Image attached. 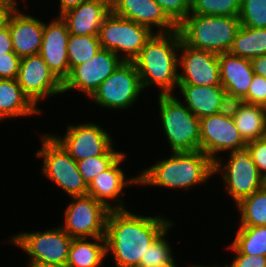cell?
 Returning <instances> with one entry per match:
<instances>
[{"label": "cell", "mask_w": 266, "mask_h": 267, "mask_svg": "<svg viewBox=\"0 0 266 267\" xmlns=\"http://www.w3.org/2000/svg\"><path fill=\"white\" fill-rule=\"evenodd\" d=\"M186 100V107L199 119L217 114L229 108L227 92L220 85L194 86L178 84Z\"/></svg>", "instance_id": "21"}, {"label": "cell", "mask_w": 266, "mask_h": 267, "mask_svg": "<svg viewBox=\"0 0 266 267\" xmlns=\"http://www.w3.org/2000/svg\"><path fill=\"white\" fill-rule=\"evenodd\" d=\"M73 238L60 226L38 233H20L10 242L30 255V262L66 265Z\"/></svg>", "instance_id": "12"}, {"label": "cell", "mask_w": 266, "mask_h": 267, "mask_svg": "<svg viewBox=\"0 0 266 267\" xmlns=\"http://www.w3.org/2000/svg\"><path fill=\"white\" fill-rule=\"evenodd\" d=\"M244 103L254 105H266V78L254 74L248 94L241 100Z\"/></svg>", "instance_id": "36"}, {"label": "cell", "mask_w": 266, "mask_h": 267, "mask_svg": "<svg viewBox=\"0 0 266 267\" xmlns=\"http://www.w3.org/2000/svg\"><path fill=\"white\" fill-rule=\"evenodd\" d=\"M181 36L177 30L168 33H156L146 42L138 57L133 61L142 88L151 84L161 88L160 94H171L179 84L177 67ZM178 57V58H177Z\"/></svg>", "instance_id": "2"}, {"label": "cell", "mask_w": 266, "mask_h": 267, "mask_svg": "<svg viewBox=\"0 0 266 267\" xmlns=\"http://www.w3.org/2000/svg\"><path fill=\"white\" fill-rule=\"evenodd\" d=\"M15 0H0V28L7 24L10 14L15 10Z\"/></svg>", "instance_id": "41"}, {"label": "cell", "mask_w": 266, "mask_h": 267, "mask_svg": "<svg viewBox=\"0 0 266 267\" xmlns=\"http://www.w3.org/2000/svg\"><path fill=\"white\" fill-rule=\"evenodd\" d=\"M65 210V226L61 227L72 238L105 237L110 208L90 195L72 197Z\"/></svg>", "instance_id": "8"}, {"label": "cell", "mask_w": 266, "mask_h": 267, "mask_svg": "<svg viewBox=\"0 0 266 267\" xmlns=\"http://www.w3.org/2000/svg\"><path fill=\"white\" fill-rule=\"evenodd\" d=\"M254 74L266 78V54L254 57L250 60Z\"/></svg>", "instance_id": "42"}, {"label": "cell", "mask_w": 266, "mask_h": 267, "mask_svg": "<svg viewBox=\"0 0 266 267\" xmlns=\"http://www.w3.org/2000/svg\"><path fill=\"white\" fill-rule=\"evenodd\" d=\"M229 109L237 130L246 143L266 137V111L264 106L230 102Z\"/></svg>", "instance_id": "24"}, {"label": "cell", "mask_w": 266, "mask_h": 267, "mask_svg": "<svg viewBox=\"0 0 266 267\" xmlns=\"http://www.w3.org/2000/svg\"><path fill=\"white\" fill-rule=\"evenodd\" d=\"M4 53H14L8 24L0 28V54Z\"/></svg>", "instance_id": "40"}, {"label": "cell", "mask_w": 266, "mask_h": 267, "mask_svg": "<svg viewBox=\"0 0 266 267\" xmlns=\"http://www.w3.org/2000/svg\"><path fill=\"white\" fill-rule=\"evenodd\" d=\"M119 57L110 50L99 49L91 59L70 70L63 82V93L77 88L90 97L123 62Z\"/></svg>", "instance_id": "13"}, {"label": "cell", "mask_w": 266, "mask_h": 267, "mask_svg": "<svg viewBox=\"0 0 266 267\" xmlns=\"http://www.w3.org/2000/svg\"><path fill=\"white\" fill-rule=\"evenodd\" d=\"M156 267H178V266L175 265L174 258H173L171 261L158 265Z\"/></svg>", "instance_id": "45"}, {"label": "cell", "mask_w": 266, "mask_h": 267, "mask_svg": "<svg viewBox=\"0 0 266 267\" xmlns=\"http://www.w3.org/2000/svg\"><path fill=\"white\" fill-rule=\"evenodd\" d=\"M139 175V184L168 188H191L214 174V162L202 151L172 152Z\"/></svg>", "instance_id": "3"}, {"label": "cell", "mask_w": 266, "mask_h": 267, "mask_svg": "<svg viewBox=\"0 0 266 267\" xmlns=\"http://www.w3.org/2000/svg\"><path fill=\"white\" fill-rule=\"evenodd\" d=\"M244 141L236 128L230 109L200 119V151L213 162L218 152L242 151L246 149Z\"/></svg>", "instance_id": "11"}, {"label": "cell", "mask_w": 266, "mask_h": 267, "mask_svg": "<svg viewBox=\"0 0 266 267\" xmlns=\"http://www.w3.org/2000/svg\"><path fill=\"white\" fill-rule=\"evenodd\" d=\"M20 62L15 53L0 54V79H17Z\"/></svg>", "instance_id": "38"}, {"label": "cell", "mask_w": 266, "mask_h": 267, "mask_svg": "<svg viewBox=\"0 0 266 267\" xmlns=\"http://www.w3.org/2000/svg\"><path fill=\"white\" fill-rule=\"evenodd\" d=\"M246 150L266 180V137L247 143Z\"/></svg>", "instance_id": "37"}, {"label": "cell", "mask_w": 266, "mask_h": 267, "mask_svg": "<svg viewBox=\"0 0 266 267\" xmlns=\"http://www.w3.org/2000/svg\"><path fill=\"white\" fill-rule=\"evenodd\" d=\"M182 55L178 64L182 66L183 73L178 74L179 84L194 86L220 85V66L218 55L204 50H196L182 41L180 43Z\"/></svg>", "instance_id": "16"}, {"label": "cell", "mask_w": 266, "mask_h": 267, "mask_svg": "<svg viewBox=\"0 0 266 267\" xmlns=\"http://www.w3.org/2000/svg\"><path fill=\"white\" fill-rule=\"evenodd\" d=\"M232 245L241 253L266 256V226H240Z\"/></svg>", "instance_id": "29"}, {"label": "cell", "mask_w": 266, "mask_h": 267, "mask_svg": "<svg viewBox=\"0 0 266 267\" xmlns=\"http://www.w3.org/2000/svg\"><path fill=\"white\" fill-rule=\"evenodd\" d=\"M240 26L239 16L189 14L177 29L185 45L219 55L230 51Z\"/></svg>", "instance_id": "4"}, {"label": "cell", "mask_w": 266, "mask_h": 267, "mask_svg": "<svg viewBox=\"0 0 266 267\" xmlns=\"http://www.w3.org/2000/svg\"><path fill=\"white\" fill-rule=\"evenodd\" d=\"M7 24L13 51L18 57L39 54L43 39V22L30 15L22 14L16 7L10 14Z\"/></svg>", "instance_id": "20"}, {"label": "cell", "mask_w": 266, "mask_h": 267, "mask_svg": "<svg viewBox=\"0 0 266 267\" xmlns=\"http://www.w3.org/2000/svg\"><path fill=\"white\" fill-rule=\"evenodd\" d=\"M123 153L115 151L113 146L102 156L77 161V167L87 186L100 172L109 168Z\"/></svg>", "instance_id": "32"}, {"label": "cell", "mask_w": 266, "mask_h": 267, "mask_svg": "<svg viewBox=\"0 0 266 267\" xmlns=\"http://www.w3.org/2000/svg\"><path fill=\"white\" fill-rule=\"evenodd\" d=\"M86 239L73 238L69 248L67 267H99L102 265L106 255L105 237L94 238L97 242H89Z\"/></svg>", "instance_id": "26"}, {"label": "cell", "mask_w": 266, "mask_h": 267, "mask_svg": "<svg viewBox=\"0 0 266 267\" xmlns=\"http://www.w3.org/2000/svg\"><path fill=\"white\" fill-rule=\"evenodd\" d=\"M192 267H207V266H200V265L193 266V265H192ZM208 267H209V266H208ZM210 267H212V266H210ZM213 267H215V266H213ZM216 267H217V266H216ZM225 267H229V265L226 264Z\"/></svg>", "instance_id": "46"}, {"label": "cell", "mask_w": 266, "mask_h": 267, "mask_svg": "<svg viewBox=\"0 0 266 267\" xmlns=\"http://www.w3.org/2000/svg\"><path fill=\"white\" fill-rule=\"evenodd\" d=\"M42 149L37 151L39 157L44 158L42 171L70 197L88 194V186L80 174L77 162L51 136L42 137Z\"/></svg>", "instance_id": "7"}, {"label": "cell", "mask_w": 266, "mask_h": 267, "mask_svg": "<svg viewBox=\"0 0 266 267\" xmlns=\"http://www.w3.org/2000/svg\"><path fill=\"white\" fill-rule=\"evenodd\" d=\"M230 248L237 255L229 267H266V256L241 254L233 245Z\"/></svg>", "instance_id": "39"}, {"label": "cell", "mask_w": 266, "mask_h": 267, "mask_svg": "<svg viewBox=\"0 0 266 267\" xmlns=\"http://www.w3.org/2000/svg\"><path fill=\"white\" fill-rule=\"evenodd\" d=\"M67 130L63 138L52 137L76 162L102 156L112 147L109 133L97 124L70 125Z\"/></svg>", "instance_id": "15"}, {"label": "cell", "mask_w": 266, "mask_h": 267, "mask_svg": "<svg viewBox=\"0 0 266 267\" xmlns=\"http://www.w3.org/2000/svg\"><path fill=\"white\" fill-rule=\"evenodd\" d=\"M241 0H191L190 14L239 16Z\"/></svg>", "instance_id": "31"}, {"label": "cell", "mask_w": 266, "mask_h": 267, "mask_svg": "<svg viewBox=\"0 0 266 267\" xmlns=\"http://www.w3.org/2000/svg\"><path fill=\"white\" fill-rule=\"evenodd\" d=\"M230 153L227 165L223 164L222 167V161L219 158L214 161V174L218 173V171L224 172L223 181L226 188L228 187L229 195L233 197L237 204L242 199L264 187L266 180L260 174L246 149Z\"/></svg>", "instance_id": "10"}, {"label": "cell", "mask_w": 266, "mask_h": 267, "mask_svg": "<svg viewBox=\"0 0 266 267\" xmlns=\"http://www.w3.org/2000/svg\"><path fill=\"white\" fill-rule=\"evenodd\" d=\"M229 52L249 60L265 55L266 28H251L241 25Z\"/></svg>", "instance_id": "27"}, {"label": "cell", "mask_w": 266, "mask_h": 267, "mask_svg": "<svg viewBox=\"0 0 266 267\" xmlns=\"http://www.w3.org/2000/svg\"><path fill=\"white\" fill-rule=\"evenodd\" d=\"M178 27L190 14L191 0H154Z\"/></svg>", "instance_id": "35"}, {"label": "cell", "mask_w": 266, "mask_h": 267, "mask_svg": "<svg viewBox=\"0 0 266 267\" xmlns=\"http://www.w3.org/2000/svg\"><path fill=\"white\" fill-rule=\"evenodd\" d=\"M125 157L126 155L123 153L109 168L97 174L88 185V195L102 202L111 210L125 209L122 200H119L121 199L120 193L123 194V188L130 186V183H139V176L126 180L124 172L118 167ZM106 199H116L120 203L111 206Z\"/></svg>", "instance_id": "23"}, {"label": "cell", "mask_w": 266, "mask_h": 267, "mask_svg": "<svg viewBox=\"0 0 266 267\" xmlns=\"http://www.w3.org/2000/svg\"><path fill=\"white\" fill-rule=\"evenodd\" d=\"M167 232L168 229L148 247L137 267H156L173 259L170 244L164 239Z\"/></svg>", "instance_id": "34"}, {"label": "cell", "mask_w": 266, "mask_h": 267, "mask_svg": "<svg viewBox=\"0 0 266 267\" xmlns=\"http://www.w3.org/2000/svg\"><path fill=\"white\" fill-rule=\"evenodd\" d=\"M171 224L164 217H144L126 209H112L105 231L106 254L112 252L117 267H137L148 247Z\"/></svg>", "instance_id": "1"}, {"label": "cell", "mask_w": 266, "mask_h": 267, "mask_svg": "<svg viewBox=\"0 0 266 267\" xmlns=\"http://www.w3.org/2000/svg\"><path fill=\"white\" fill-rule=\"evenodd\" d=\"M29 267H67L66 265L46 264L40 262H30Z\"/></svg>", "instance_id": "44"}, {"label": "cell", "mask_w": 266, "mask_h": 267, "mask_svg": "<svg viewBox=\"0 0 266 267\" xmlns=\"http://www.w3.org/2000/svg\"><path fill=\"white\" fill-rule=\"evenodd\" d=\"M101 49L98 35L70 34L67 42L70 70L78 64L91 59Z\"/></svg>", "instance_id": "30"}, {"label": "cell", "mask_w": 266, "mask_h": 267, "mask_svg": "<svg viewBox=\"0 0 266 267\" xmlns=\"http://www.w3.org/2000/svg\"><path fill=\"white\" fill-rule=\"evenodd\" d=\"M239 19L244 27L266 28V0H241Z\"/></svg>", "instance_id": "33"}, {"label": "cell", "mask_w": 266, "mask_h": 267, "mask_svg": "<svg viewBox=\"0 0 266 267\" xmlns=\"http://www.w3.org/2000/svg\"><path fill=\"white\" fill-rule=\"evenodd\" d=\"M17 81L35 106L44 97L63 93V83L49 69L40 54L21 58Z\"/></svg>", "instance_id": "14"}, {"label": "cell", "mask_w": 266, "mask_h": 267, "mask_svg": "<svg viewBox=\"0 0 266 267\" xmlns=\"http://www.w3.org/2000/svg\"><path fill=\"white\" fill-rule=\"evenodd\" d=\"M111 12V0H86L65 12L61 18L73 35H98L105 17Z\"/></svg>", "instance_id": "22"}, {"label": "cell", "mask_w": 266, "mask_h": 267, "mask_svg": "<svg viewBox=\"0 0 266 267\" xmlns=\"http://www.w3.org/2000/svg\"><path fill=\"white\" fill-rule=\"evenodd\" d=\"M153 34L148 27L111 11L102 22L98 37L101 48L110 50L117 56L119 51L125 52V57L121 56V59L133 62Z\"/></svg>", "instance_id": "6"}, {"label": "cell", "mask_w": 266, "mask_h": 267, "mask_svg": "<svg viewBox=\"0 0 266 267\" xmlns=\"http://www.w3.org/2000/svg\"><path fill=\"white\" fill-rule=\"evenodd\" d=\"M111 11L123 18L148 27H160L158 33L177 30V26L166 16L154 0H111Z\"/></svg>", "instance_id": "18"}, {"label": "cell", "mask_w": 266, "mask_h": 267, "mask_svg": "<svg viewBox=\"0 0 266 267\" xmlns=\"http://www.w3.org/2000/svg\"><path fill=\"white\" fill-rule=\"evenodd\" d=\"M175 95L159 94L161 122L172 152L200 150V119Z\"/></svg>", "instance_id": "5"}, {"label": "cell", "mask_w": 266, "mask_h": 267, "mask_svg": "<svg viewBox=\"0 0 266 267\" xmlns=\"http://www.w3.org/2000/svg\"><path fill=\"white\" fill-rule=\"evenodd\" d=\"M142 90L134 62L123 61L90 97L102 107L126 109L137 100Z\"/></svg>", "instance_id": "9"}, {"label": "cell", "mask_w": 266, "mask_h": 267, "mask_svg": "<svg viewBox=\"0 0 266 267\" xmlns=\"http://www.w3.org/2000/svg\"><path fill=\"white\" fill-rule=\"evenodd\" d=\"M86 0H60V16Z\"/></svg>", "instance_id": "43"}, {"label": "cell", "mask_w": 266, "mask_h": 267, "mask_svg": "<svg viewBox=\"0 0 266 267\" xmlns=\"http://www.w3.org/2000/svg\"><path fill=\"white\" fill-rule=\"evenodd\" d=\"M240 226H266V185L236 204Z\"/></svg>", "instance_id": "28"}, {"label": "cell", "mask_w": 266, "mask_h": 267, "mask_svg": "<svg viewBox=\"0 0 266 267\" xmlns=\"http://www.w3.org/2000/svg\"><path fill=\"white\" fill-rule=\"evenodd\" d=\"M221 85L230 102L241 101L249 91L254 77L251 61L230 52L218 55Z\"/></svg>", "instance_id": "19"}, {"label": "cell", "mask_w": 266, "mask_h": 267, "mask_svg": "<svg viewBox=\"0 0 266 267\" xmlns=\"http://www.w3.org/2000/svg\"><path fill=\"white\" fill-rule=\"evenodd\" d=\"M69 35L67 24L61 16L50 24L43 23V39L39 54L62 83L70 74L67 53Z\"/></svg>", "instance_id": "17"}, {"label": "cell", "mask_w": 266, "mask_h": 267, "mask_svg": "<svg viewBox=\"0 0 266 267\" xmlns=\"http://www.w3.org/2000/svg\"><path fill=\"white\" fill-rule=\"evenodd\" d=\"M41 111L23 93L17 79H0V120Z\"/></svg>", "instance_id": "25"}]
</instances>
